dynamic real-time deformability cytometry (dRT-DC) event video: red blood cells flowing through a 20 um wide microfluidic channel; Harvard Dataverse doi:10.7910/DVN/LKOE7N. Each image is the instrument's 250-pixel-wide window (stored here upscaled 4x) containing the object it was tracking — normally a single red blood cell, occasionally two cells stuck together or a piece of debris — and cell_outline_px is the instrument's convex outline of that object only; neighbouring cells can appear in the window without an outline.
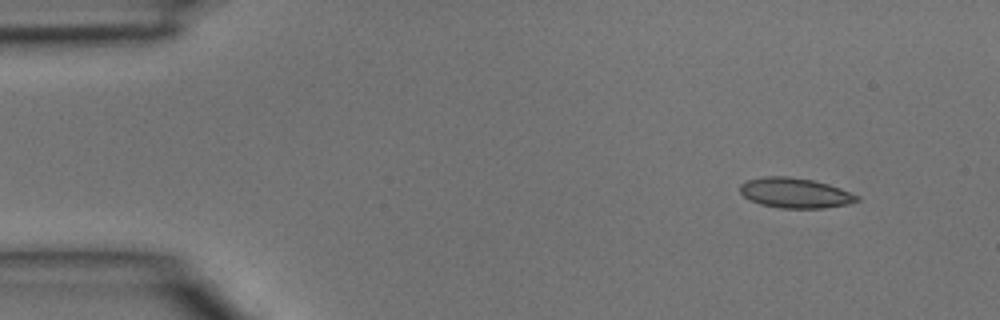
{"species": "common noctule bat (a hibernating species)", "species_latin": "Nyctalus noctula", "temperature_condition": "room temperature", "stored_images_in_passage": 4, "segment_of_instrument_passage": [1, 2], "camera_frame_rate_fps": 3000, "um_per_image_px": 0.085, "animal": {"sex": "male", "body_mass_g": 15.6}, "frame": {"image": 1, "passage_image": 1, "time_ms": 0.0, "image_size_px": [1000, 320], "cell_outline_px": [[860, 200], [848, 204], [824, 208], [780, 208], [760, 204], [744, 196], [740, 192], [740, 184], [748, 180], [764, 176], [788, 176], [812, 180], [828, 184], [840, 188], [860, 196]], "centroid_in_image_um": [67.6, 16.4], "position_along_channel_um": 17.4, "area_um2": 20.46}}
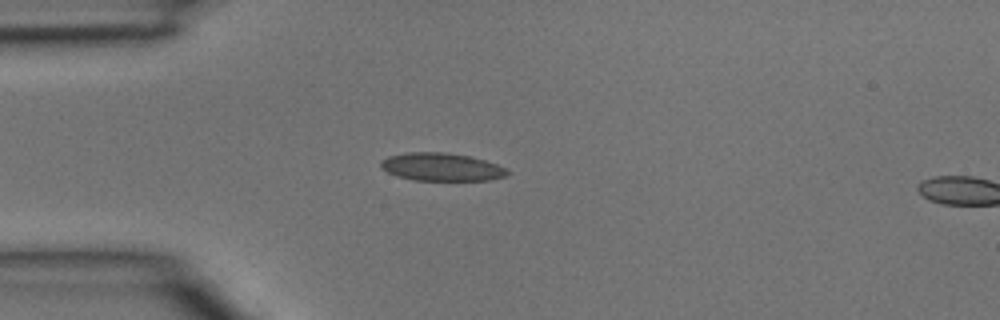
{"frame": {"image": 2, "passage_image": 3, "time_ms": 0.667, "image_size_px": [1000, 320], "cell_outline_px": [[512, 172], [508, 176], [488, 180], [412, 180], [396, 176], [380, 168], [380, 160], [388, 156], [404, 152], [444, 152], [468, 156], [484, 160], [496, 164]], "centroid_in_image_um": [37.49, 14.19], "position_along_channel_um": 47.5, "area_um2": 20.75}}